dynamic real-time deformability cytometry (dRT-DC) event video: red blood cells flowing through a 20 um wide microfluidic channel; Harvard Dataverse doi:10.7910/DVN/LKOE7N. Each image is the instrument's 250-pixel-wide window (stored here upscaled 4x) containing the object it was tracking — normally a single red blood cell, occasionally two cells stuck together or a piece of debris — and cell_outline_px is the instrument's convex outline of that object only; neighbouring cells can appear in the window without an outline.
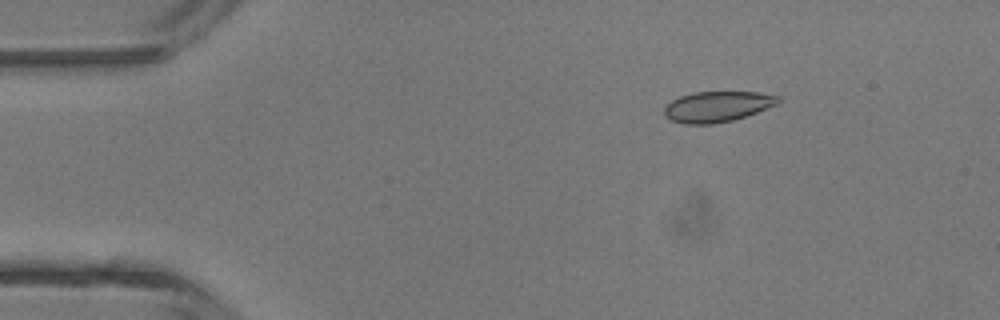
{"species": "common noctule bat (a hibernating species)", "species_latin": "Nyctalus noctula", "temperature_condition": "room temperature", "stored_images_in_passage": 3, "camera_frame_rate_fps": 3000, "um_per_image_px": 0.085, "animal": {"sex": "male", "body_mass_g": 13.3}, "frame": {"image": 1, "passage_image": 1, "time_ms": 0.0, "image_size_px": [1000, 320], "cell_outline_px": [[780, 104], [732, 120], [712, 124], [684, 124], [672, 120], [664, 116], [664, 108], [672, 100], [680, 96], [692, 92], [756, 92], [780, 96]], "centroid_in_image_um": [60.97, 9.05], "position_along_channel_um": 24.0, "area_um2": 20.29}}
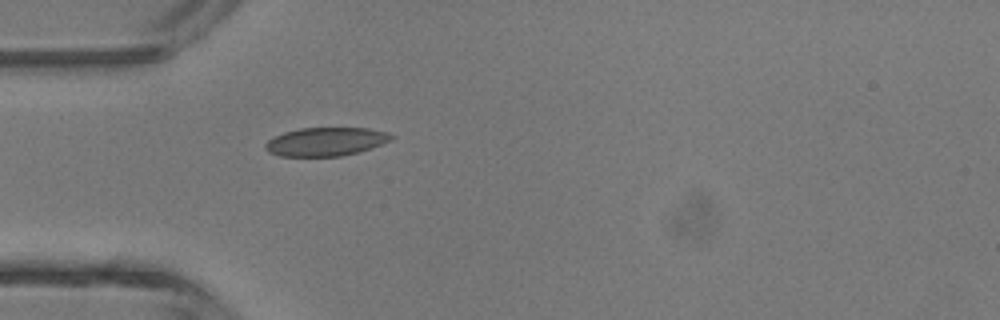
{"frame": {"image": 2, "passage_image": 3, "time_ms": 0.667, "image_size_px": [1000, 320], "cell_outline_px": [[396, 136], [372, 148], [360, 152], [340, 156], [280, 156], [268, 152], [264, 148], [264, 144], [268, 140], [284, 132], [300, 128], [368, 128], [388, 132]], "centroid_in_image_um": [27.68, 12.04], "position_along_channel_um": 57.3, "area_um2": 20.92}}